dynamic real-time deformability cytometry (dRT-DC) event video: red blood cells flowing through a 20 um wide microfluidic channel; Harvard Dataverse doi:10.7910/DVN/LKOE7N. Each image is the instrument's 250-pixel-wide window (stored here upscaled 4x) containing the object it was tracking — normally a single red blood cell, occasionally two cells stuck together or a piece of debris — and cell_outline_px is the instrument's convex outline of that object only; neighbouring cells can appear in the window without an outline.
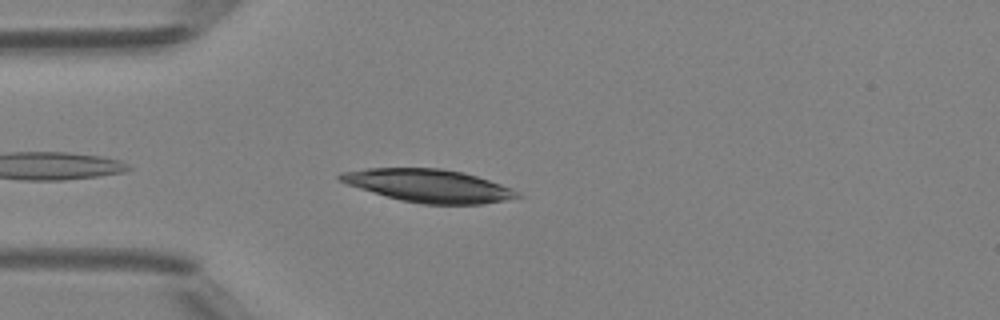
{"species": "Egyptian fruit bat (a non-hibernating species)", "species_latin": "Rousettus aegyptiacus", "temperature_condition": "room temperature", "stored_images_in_passage": 31, "camera_frame_rate_fps": 3000, "um_per_image_px": 0.085, "animal": {"sex": "female"}, "frame": {"image": 1, "passage_image": 3, "time_ms": 0.667, "image_size_px": [1000, 320], "cell_outline_px": [[524, 196], [504, 200], [480, 204], [424, 204], [400, 200], [360, 188], [348, 184], [340, 180], [336, 176], [340, 172], [364, 168], [440, 168], [464, 172], [500, 184], [520, 192]], "centroid_in_image_um": [36.43, 15.77], "position_along_channel_um": 48.6, "area_um2": 33.76}}
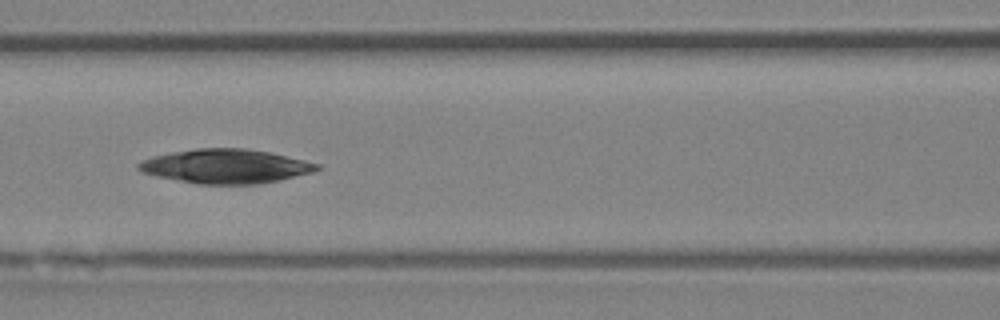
{"frame": {"image": 2, "passage_image": 11, "time_ms": 3.333, "image_size_px": [1000, 320], "cell_outline_px": [[320, 168], [312, 172], [260, 184], [200, 184], [156, 176], [140, 172], [136, 168], [136, 164], [140, 160], [152, 156], [172, 152], [196, 148], [248, 148], [268, 152], [304, 160], [320, 164]], "centroid_in_image_um": [19.12, 14.12], "position_along_channel_um": 147.5, "area_um2": 35.49}}
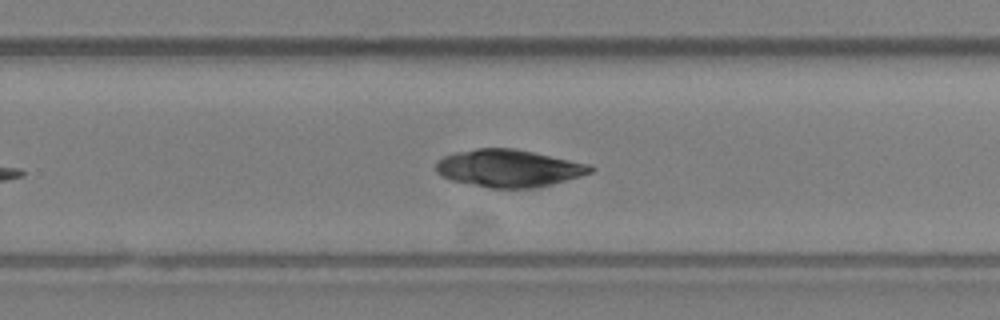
{"frame": {"image": 3, "passage_image": 21, "time_ms": 6.667, "image_size_px": [1000, 320], "cell_outline_px": [[592, 172], [580, 176], [552, 184], [536, 188], [488, 188], [452, 180], [440, 176], [436, 172], [436, 160], [444, 156], [456, 152], [476, 148], [512, 148], [592, 164]], "centroid_in_image_um": [43.22, 14.3], "position_along_channel_um": 286.6, "area_um2": 33.7}}